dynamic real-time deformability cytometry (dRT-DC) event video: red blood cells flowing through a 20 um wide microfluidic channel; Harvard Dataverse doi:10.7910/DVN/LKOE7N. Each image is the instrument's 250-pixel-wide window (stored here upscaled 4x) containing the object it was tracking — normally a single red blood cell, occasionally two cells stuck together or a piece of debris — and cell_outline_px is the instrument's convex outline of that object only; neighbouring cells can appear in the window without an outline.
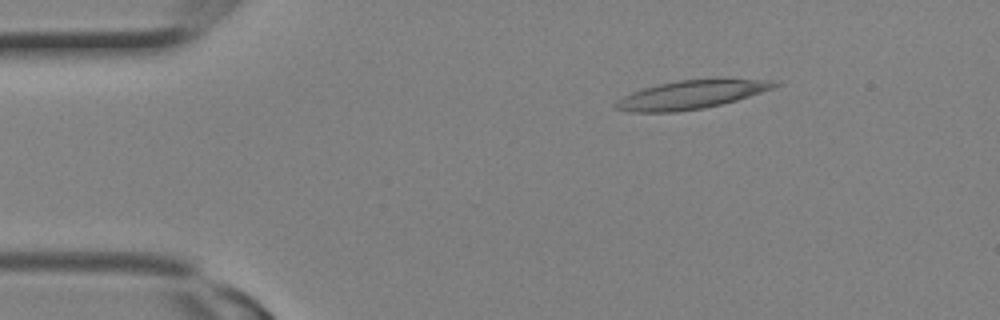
{"species": "Egyptian fruit bat (a non-hibernating species)", "species_latin": "Rousettus aegyptiacus", "temperature_condition": "room temperature", "stored_images_in_passage": 2, "camera_frame_rate_fps": 3000, "um_per_image_px": 0.085, "animal": {"sex": "female"}, "frame": {"image": 1, "passage_image": 1, "time_ms": 0.0, "image_size_px": [1000, 320], "cell_outline_px": [[780, 84], [772, 88], [736, 100], [704, 108], [676, 112], [632, 112], [616, 108], [612, 104], [616, 100], [632, 92], [656, 84], [676, 80], [772, 80]], "centroid_in_image_um": [58.64, 8.06], "position_along_channel_um": 26.4, "area_um2": 25.72}}
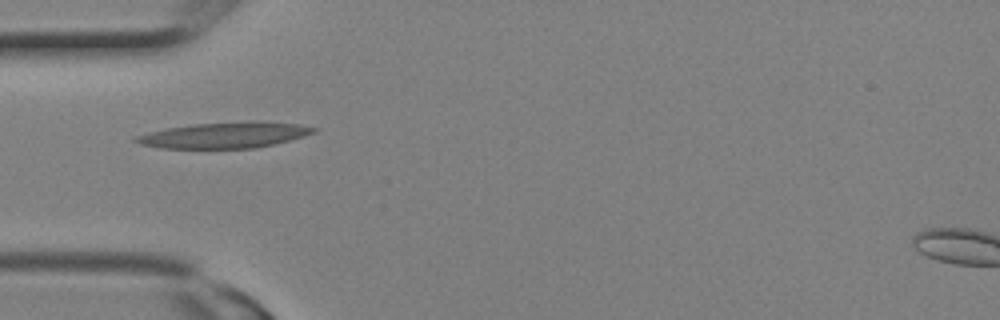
{"frame": {"image": 2, "passage_image": 2, "time_ms": 0.333, "image_size_px": [1000, 320], "cell_outline_px": [[320, 128], [316, 132], [304, 136], [256, 148], [160, 148], [140, 144], [132, 140], [136, 136], [148, 132], [164, 128], [192, 124], [248, 120], [296, 124]], "centroid_in_image_um": [19.07, 11.47], "position_along_channel_um": 65.9, "area_um2": 26.93}}